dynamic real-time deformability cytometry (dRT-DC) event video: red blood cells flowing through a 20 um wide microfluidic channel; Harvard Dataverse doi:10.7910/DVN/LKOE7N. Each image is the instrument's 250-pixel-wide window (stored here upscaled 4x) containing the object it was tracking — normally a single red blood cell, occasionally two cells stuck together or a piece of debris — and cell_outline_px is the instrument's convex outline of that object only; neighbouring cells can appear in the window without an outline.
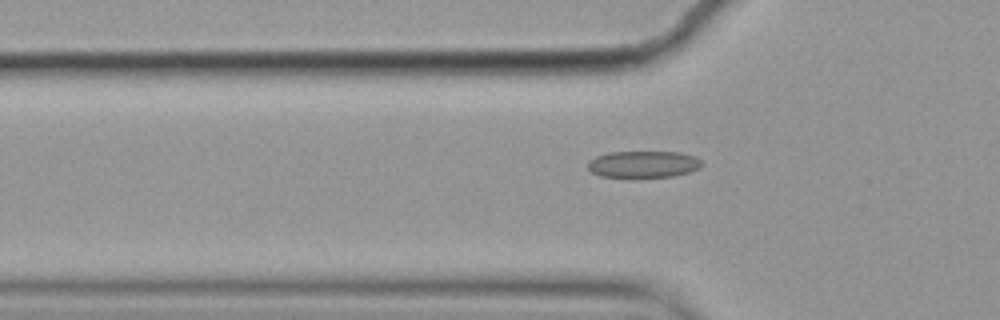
{"species": "common noctule bat (a hibernating species)", "species_latin": "Nyctalus noctula", "temperature_condition": "cold", "stored_images_in_passage": 41, "camera_frame_rate_fps": 3000, "um_per_image_px": 0.085, "animal": {"sex": "female", "body_mass_g": 19.9}, "frame": {"image": 1, "passage_image": 4, "time_ms": 1.0, "image_size_px": [1000, 320], "cell_outline_px": [[704, 164], [700, 168], [688, 172], [672, 176], [632, 180], [600, 176], [592, 172], [588, 168], [588, 160], [596, 156], [608, 152], [680, 152], [696, 156]], "centroid_in_image_um": [54.66, 14.0], "position_along_channel_um": 71.1, "area_um2": 18.61}}
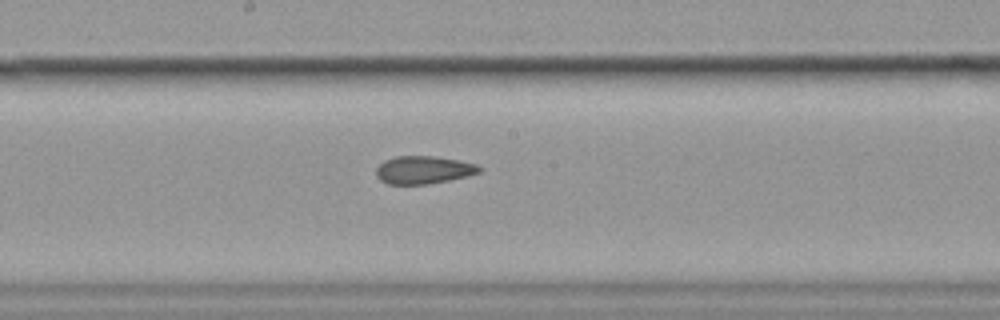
{"frame": {"image": 2, "passage_image": 16, "time_ms": 5.0, "image_size_px": [1000, 320], "cell_outline_px": [[480, 172], [468, 176], [428, 184], [388, 184], [380, 180], [376, 176], [376, 168], [384, 160], [396, 156], [432, 156], [460, 160], [476, 164], [480, 168]], "centroid_in_image_um": [35.97, 14.44], "position_along_channel_um": 212.2, "area_um2": 16.7}}
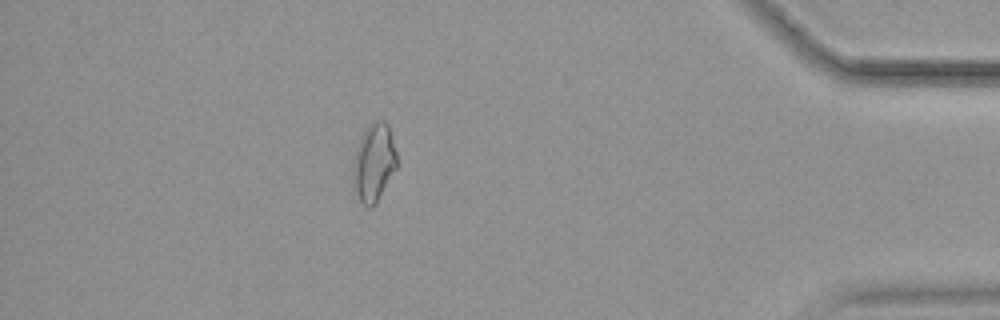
{"frame": {"image": 3, "passage_image": 36, "time_ms": 11.667, "image_size_px": [1000, 320], "cell_outline_px": [[396, 168], [376, 204], [372, 208], [368, 208], [360, 200], [352, 188], [352, 168], [356, 148], [364, 128], [368, 124], [376, 120], [384, 120], [388, 124], [396, 152]], "centroid_in_image_um": [31.75, 13.83], "position_along_channel_um": 403.5, "area_um2": 20.17}}